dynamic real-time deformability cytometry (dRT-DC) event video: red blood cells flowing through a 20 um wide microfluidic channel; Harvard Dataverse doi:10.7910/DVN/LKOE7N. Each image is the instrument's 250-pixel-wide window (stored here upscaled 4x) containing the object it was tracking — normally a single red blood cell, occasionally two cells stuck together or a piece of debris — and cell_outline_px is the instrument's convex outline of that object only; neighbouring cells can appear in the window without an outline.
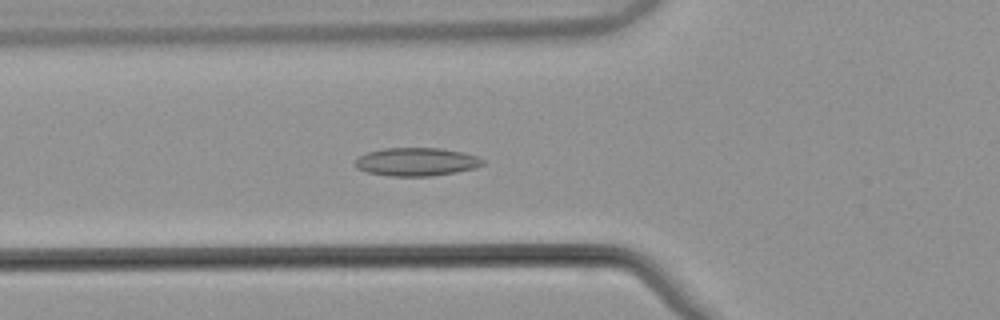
{"species": "common noctule bat (a hibernating species)", "species_latin": "Nyctalus noctula", "temperature_condition": "warm", "stored_images_in_passage": 41, "camera_frame_rate_fps": 3000, "um_per_image_px": 0.085, "animal": {"sex": "male", "body_mass_g": 21.5, "forearm_length_mm": 52.0}, "frame": {"image": 1, "passage_image": 10, "time_ms": 3.0, "image_size_px": [1000, 320], "cell_outline_px": [[484, 164], [476, 168], [456, 172], [432, 176], [392, 176], [368, 172], [356, 168], [352, 164], [360, 156], [368, 152], [384, 148], [440, 148], [464, 152], [476, 156], [484, 160]], "centroid_in_image_um": [35.41, 13.75], "position_along_channel_um": 90.4, "area_um2": 21.04}}
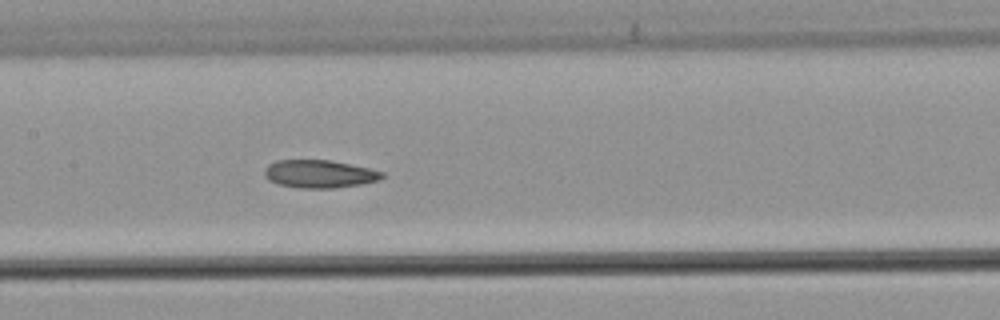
{"frame": {"image": 2, "passage_image": 17, "time_ms": 5.333, "image_size_px": [1000, 320], "cell_outline_px": [[384, 176], [380, 180], [360, 184], [332, 188], [296, 188], [276, 184], [268, 180], [264, 176], [264, 168], [268, 164], [276, 160], [332, 160], [368, 168], [384, 172]], "centroid_in_image_um": [27.1, 14.78], "position_along_channel_um": 180.3, "area_um2": 19.31}}
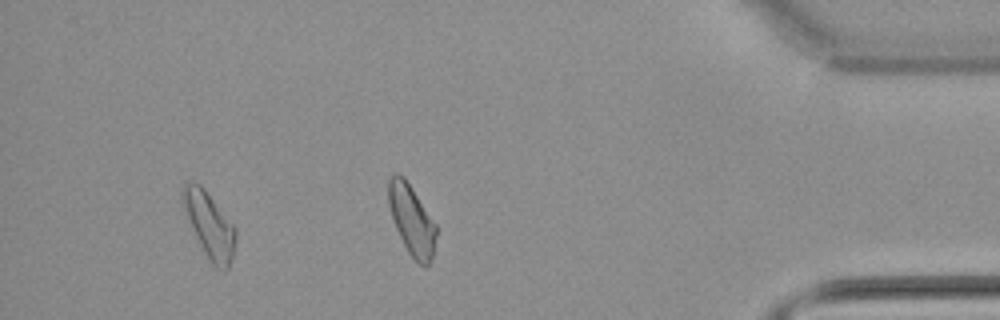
{"frame": {"image": 3, "passage_image": 37, "time_ms": 12.0, "image_size_px": [1000, 320], "cell_outline_px": [[236, 240], [232, 256], [228, 268], [224, 272], [216, 268], [208, 260], [184, 212], [180, 200], [180, 188], [184, 184], [200, 184], [204, 188], [236, 228]], "centroid_in_image_um": [17.78, 19.14], "position_along_channel_um": 417.4, "area_um2": 20.17}, "authors_computed_cell_mechanics": {"area_um2": 19.363, "velocity_mm_per_s": 3.8416, "shape_relaxation_time_tau1_ms": null, "shape_relaxation_time_tau2_ms": 4.8334, "deformation_change_tau1": null, "deformation_change_tau2": 0.0966}}